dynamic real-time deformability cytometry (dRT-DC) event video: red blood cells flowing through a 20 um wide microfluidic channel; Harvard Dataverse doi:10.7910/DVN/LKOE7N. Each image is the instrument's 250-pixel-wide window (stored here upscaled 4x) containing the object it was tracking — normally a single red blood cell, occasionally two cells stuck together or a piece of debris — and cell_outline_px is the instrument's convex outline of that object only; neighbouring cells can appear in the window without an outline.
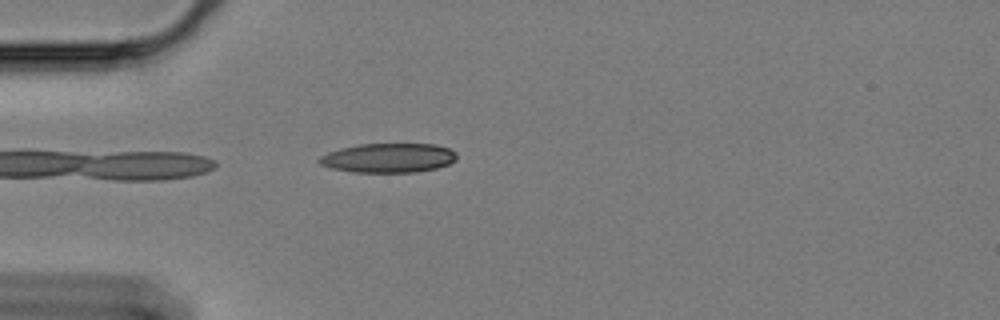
{"species": "Egyptian fruit bat (a non-hibernating species)", "species_latin": "Rousettus aegyptiacus", "temperature_condition": "cold", "stored_images_in_passage": 21, "camera_frame_rate_fps": 3000, "um_per_image_px": 0.085, "animal": {"sex": "female"}, "frame": {"image": 1, "passage_image": 1, "time_ms": 0.0, "image_size_px": [1000, 320], "cell_outline_px": [[456, 160], [448, 164], [436, 168], [416, 172], [352, 172], [332, 168], [320, 164], [316, 160], [320, 156], [328, 152], [340, 148], [360, 144], [436, 144], [448, 148], [456, 152]], "centroid_in_image_um": [33.0, 13.42], "position_along_channel_um": 52.0, "area_um2": 23.52}}
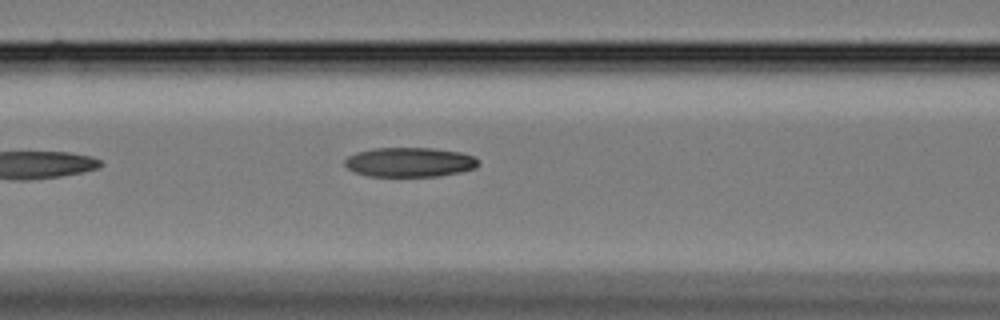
{"frame": {"image": 2, "passage_image": 9, "time_ms": 2.667, "image_size_px": [1000, 320], "cell_outline_px": [[480, 164], [476, 168], [460, 172], [440, 176], [368, 176], [356, 172], [348, 168], [344, 164], [344, 160], [348, 156], [356, 152], [372, 148], [432, 148], [460, 152], [476, 156], [480, 160]], "centroid_in_image_um": [34.86, 13.78], "position_along_channel_um": 131.7, "area_um2": 23.18}}
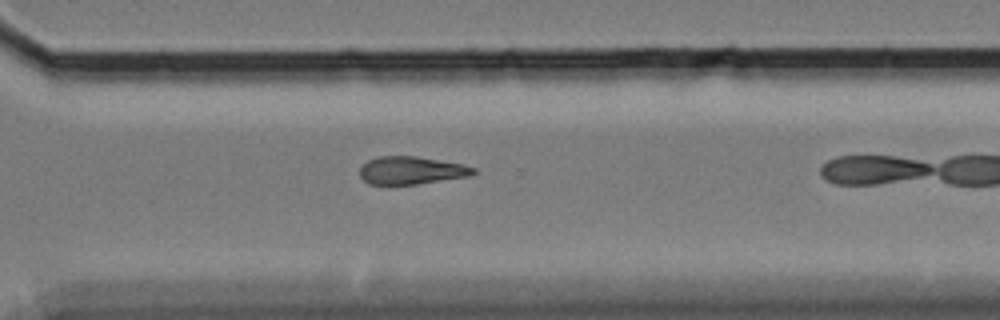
{"frame": {"image": 3, "passage_image": 20, "time_ms": 6.333, "image_size_px": [1000, 320], "cell_outline_px": [[476, 172], [472, 176], [416, 184], [368, 184], [360, 176], [360, 168], [368, 160], [380, 156], [416, 156], [464, 164], [476, 168]], "centroid_in_image_um": [35.0, 14.48], "position_along_channel_um": 335.6, "area_um2": 18.44}}